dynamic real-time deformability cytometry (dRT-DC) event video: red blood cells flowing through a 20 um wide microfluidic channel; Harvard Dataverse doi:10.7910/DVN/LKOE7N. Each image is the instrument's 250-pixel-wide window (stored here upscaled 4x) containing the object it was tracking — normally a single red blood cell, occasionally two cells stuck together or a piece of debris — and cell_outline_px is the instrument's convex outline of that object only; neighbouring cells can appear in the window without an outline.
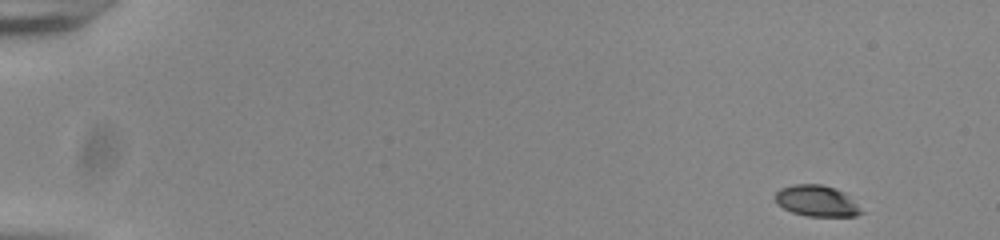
{"species": "common noctule bat (a hibernating species)", "species_latin": "Nyctalus noctula", "temperature_condition": "room temperature", "stored_images_in_passage": 51, "camera_frame_rate_fps": 3000, "um_per_image_px": 0.085, "animal": {"sex": "male", "body_mass_g": 20.0, "forearm_length_mm": 53.3}, "frame": {"image": 1, "passage_image": 1, "time_ms": 0.0, "image_size_px": [1000, 240], "cell_outline_px": [[864, 212], [856, 216], [808, 216], [792, 212], [776, 204], [776, 192], [780, 188], [792, 184], [820, 184], [844, 192]], "centroid_in_image_um": [69.39, 17.08], "position_along_channel_um": 15.6, "area_um2": 15.43}}
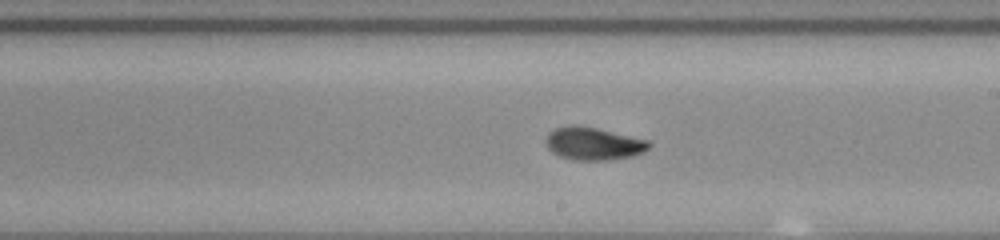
{"frame": {"image": 2, "passage_image": 30, "time_ms": 9.667, "image_size_px": [1000, 240], "cell_outline_px": [[652, 144], [644, 152], [632, 156], [608, 160], [572, 160], [560, 156], [552, 152], [548, 148], [544, 140], [548, 132], [556, 128], [568, 124], [576, 124], [596, 128], [648, 140]], "centroid_in_image_um": [50.4, 12.2], "position_along_channel_um": 238.6, "area_um2": 19.83}}
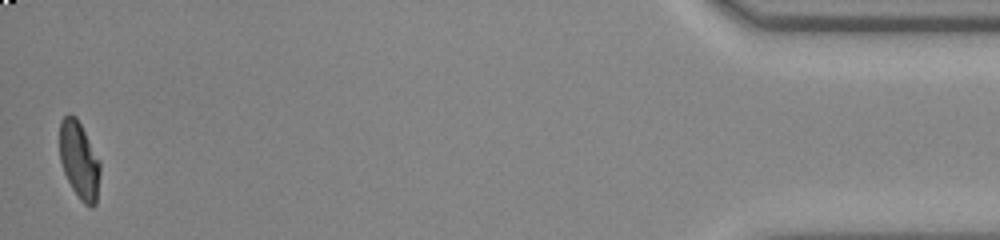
{"frame": {"image": 3, "passage_image": 51, "time_ms": 16.667, "image_size_px": [1000, 240], "cell_outline_px": [[100, 172], [96, 204], [92, 208], [84, 204], [80, 200], [72, 188], [64, 172], [60, 160], [60, 120], [68, 112], [76, 116], [100, 160]], "centroid_in_image_um": [6.74, 13.62], "position_along_channel_um": 428.5, "area_um2": 18.32}, "authors_computed_cell_mechanics": {"area_um2": 18.7272, "velocity_mm_per_s": 3.8438, "shape_relaxation_time_tau1_ms": 4.8494, "shape_relaxation_time_tau2_ms": 1.7289, "deformation_change_tau1": 0.1774, "deformation_change_tau2": 0.068}}